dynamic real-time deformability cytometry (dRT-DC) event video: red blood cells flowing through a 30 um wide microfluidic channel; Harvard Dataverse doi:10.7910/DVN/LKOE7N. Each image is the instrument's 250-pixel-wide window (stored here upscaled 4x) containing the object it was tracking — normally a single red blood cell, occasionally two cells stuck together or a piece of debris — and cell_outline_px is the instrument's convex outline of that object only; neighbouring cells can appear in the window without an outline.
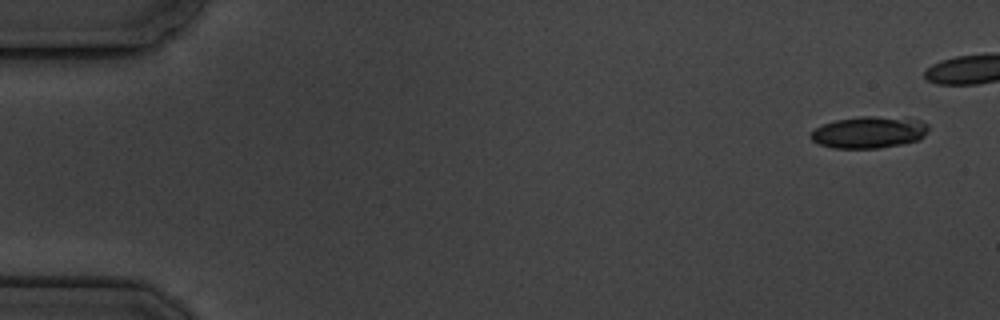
{"species": "common noctule bat (a hibernating species)", "species_latin": "Nyctalus noctula", "temperature_condition": "cold", "stored_images_in_passage": 7, "camera_frame_rate_fps": 3000, "um_per_image_px": 0.085, "animal": {"sex": "male", "body_mass_g": 19.5, "forearm_length_mm": 54.6}, "frame": {"image": 1, "passage_image": 1, "time_ms": 0.0, "image_size_px": [1000, 320], "cell_outline_px": [[928, 128], [924, 136], [920, 140], [900, 144], [876, 148], [832, 148], [820, 144], [812, 140], [808, 136], [816, 128], [824, 124], [836, 120], [860, 116], [908, 116], [920, 120], [928, 124]], "centroid_in_image_um": [73.91, 11.22], "position_along_channel_um": 11.1, "area_um2": 22.08}}